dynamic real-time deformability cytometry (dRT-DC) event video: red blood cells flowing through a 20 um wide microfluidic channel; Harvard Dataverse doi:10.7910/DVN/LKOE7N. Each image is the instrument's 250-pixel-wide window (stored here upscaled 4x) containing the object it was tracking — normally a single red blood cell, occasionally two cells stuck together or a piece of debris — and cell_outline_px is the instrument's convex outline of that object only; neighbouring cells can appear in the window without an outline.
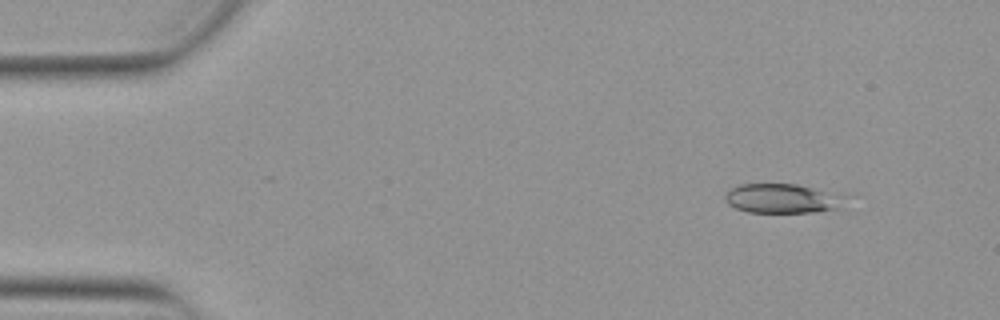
{"species": "Egyptian fruit bat (a non-hibernating species)", "species_latin": "Rousettus aegyptiacus", "temperature_condition": "warm", "stored_images_in_passage": 24, "camera_frame_rate_fps": 3000, "um_per_image_px": 0.085, "animal": {"sex": "female"}, "frame": {"image": 1, "passage_image": 1, "time_ms": 0.0, "image_size_px": [1000, 320], "cell_outline_px": [[852, 196], [840, 208], [816, 212], [748, 212], [736, 208], [728, 204], [724, 200], [724, 196], [732, 188], [740, 184], [796, 184]], "centroid_in_image_um": [66.59, 16.87], "position_along_channel_um": 18.4, "area_um2": 20.87}}
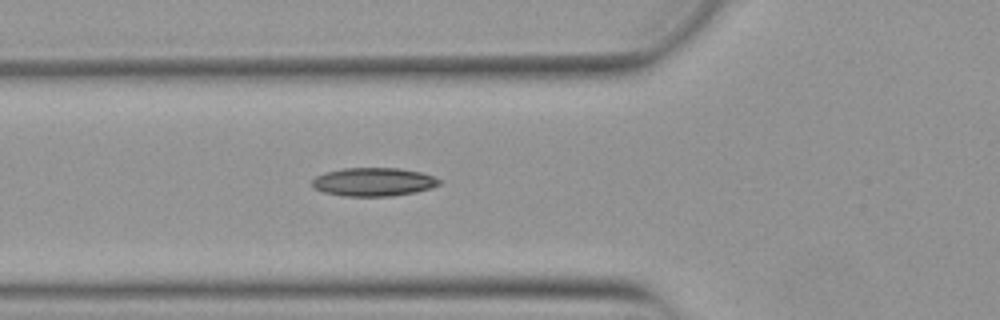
{"frame": {"image": 2, "passage_image": 14, "time_ms": 4.333, "image_size_px": [1000, 320], "cell_outline_px": [[440, 184], [432, 188], [416, 192], [392, 196], [344, 196], [324, 192], [312, 188], [312, 180], [316, 176], [324, 172], [344, 168], [400, 168], [420, 172], [432, 176], [440, 180]], "centroid_in_image_um": [31.73, 15.46], "position_along_channel_um": 94.1, "area_um2": 21.15}}
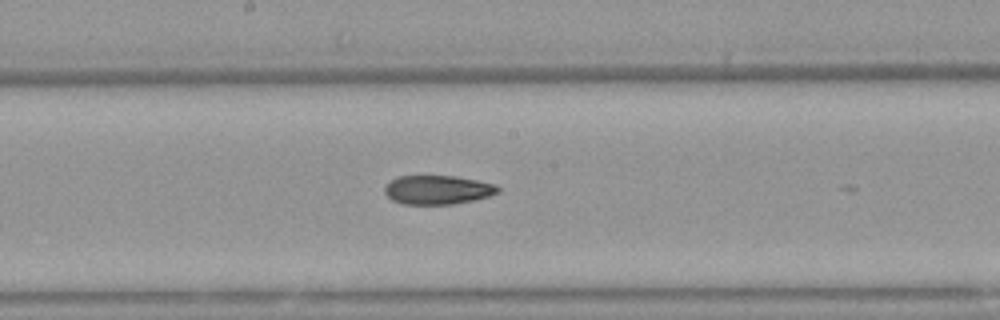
{"frame": {"image": 3, "passage_image": 23, "time_ms": 7.333, "image_size_px": [1000, 320], "cell_outline_px": [[500, 192], [476, 200], [452, 204], [404, 204], [392, 200], [384, 192], [384, 188], [392, 180], [400, 176], [452, 176], [476, 180], [496, 184], [500, 188]], "centroid_in_image_um": [37.23, 16.14], "position_along_channel_um": 211.0, "area_um2": 19.02}}